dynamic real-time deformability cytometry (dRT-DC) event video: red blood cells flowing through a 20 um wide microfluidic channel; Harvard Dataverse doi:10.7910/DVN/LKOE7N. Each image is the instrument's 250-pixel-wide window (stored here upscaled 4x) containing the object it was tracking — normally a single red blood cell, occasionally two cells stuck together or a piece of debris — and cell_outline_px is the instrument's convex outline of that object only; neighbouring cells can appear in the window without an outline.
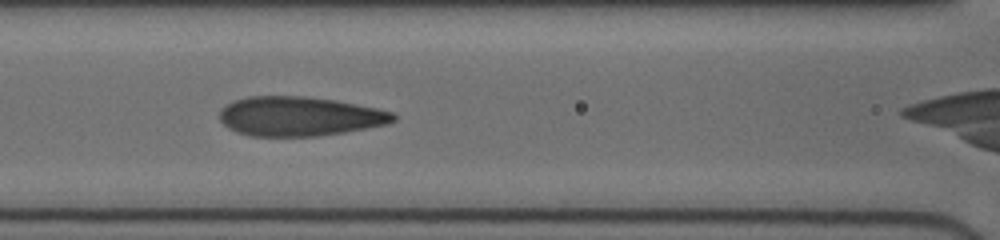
{"species": "human", "species_latin": "Homo sapiens", "temperature_condition": "cold", "stored_images_in_passage": 31, "camera_frame_rate_fps": 3000, "um_per_image_px": 0.085, "donor": {"sex": "female"}, "frame": {"image": 1, "passage_image": 6, "time_ms": 1.667, "image_size_px": [1000, 240], "cell_outline_px": [[396, 120], [388, 124], [344, 132], [316, 136], [252, 136], [236, 132], [228, 128], [220, 120], [220, 112], [228, 104], [236, 100], [248, 96], [304, 96], [336, 100], [376, 108], [392, 112], [396, 116]], "centroid_in_image_um": [25.47, 9.89], "position_along_channel_um": 141.1, "area_um2": 39.71}}
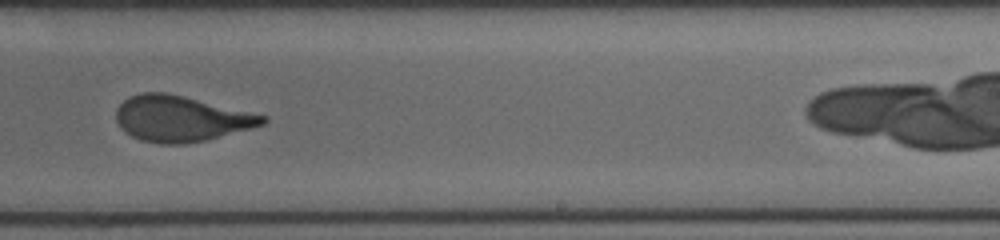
{"frame": {"image": 2, "passage_image": 17, "time_ms": 5.0, "image_size_px": [1000, 240], "cell_outline_px": [[268, 120], [264, 124], [204, 140], [184, 144], [160, 144], [140, 140], [124, 132], [116, 120], [116, 108], [128, 96], [140, 92], [164, 92], [268, 116]], "centroid_in_image_um": [15.32, 10.08], "position_along_channel_um": 273.7, "area_um2": 38.67}}
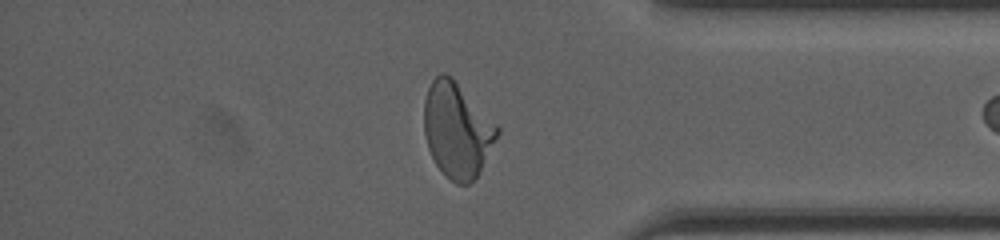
{"frame": {"image": 3, "passage_image": 29, "time_ms": 8.333, "image_size_px": [1000, 240], "cell_outline_px": [[500, 132], [476, 176], [468, 184], [456, 184], [436, 164], [428, 148], [424, 132], [424, 100], [428, 88], [432, 80], [440, 72], [444, 72], [452, 76], [500, 128]], "centroid_in_image_um": [38.83, 11.0], "position_along_channel_um": 396.4, "area_um2": 40.0}}